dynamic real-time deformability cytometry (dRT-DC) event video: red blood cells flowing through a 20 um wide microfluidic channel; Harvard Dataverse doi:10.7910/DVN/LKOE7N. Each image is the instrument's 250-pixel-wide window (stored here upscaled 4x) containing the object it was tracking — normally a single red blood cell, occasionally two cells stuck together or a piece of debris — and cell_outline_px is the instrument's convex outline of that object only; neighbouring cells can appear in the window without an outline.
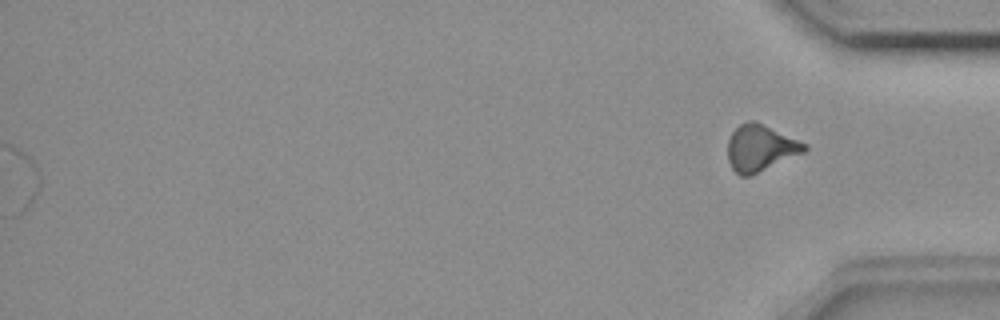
{"species": "common noctule bat (a hibernating species)", "species_latin": "Nyctalus noctula", "temperature_condition": "room temperature", "stored_images_in_passage": 51, "segment_of_instrument_passage": [2, 2], "camera_frame_rate_fps": 3000, "um_per_image_px": 0.085, "animal": {"sex": "female", "body_mass_g": 18.4}, "frame": {"image": 1, "passage_image": 51, "time_ms": 16.667, "image_size_px": [1000, 320], "cell_outline_px": [[808, 148], [804, 152], [748, 176], [740, 176], [732, 168], [728, 160], [728, 140], [732, 132], [740, 124], [748, 120], [752, 120], [808, 144]], "centroid_in_image_um": [64.61, 12.57], "position_along_channel_um": 370.6, "area_um2": 20.29}}